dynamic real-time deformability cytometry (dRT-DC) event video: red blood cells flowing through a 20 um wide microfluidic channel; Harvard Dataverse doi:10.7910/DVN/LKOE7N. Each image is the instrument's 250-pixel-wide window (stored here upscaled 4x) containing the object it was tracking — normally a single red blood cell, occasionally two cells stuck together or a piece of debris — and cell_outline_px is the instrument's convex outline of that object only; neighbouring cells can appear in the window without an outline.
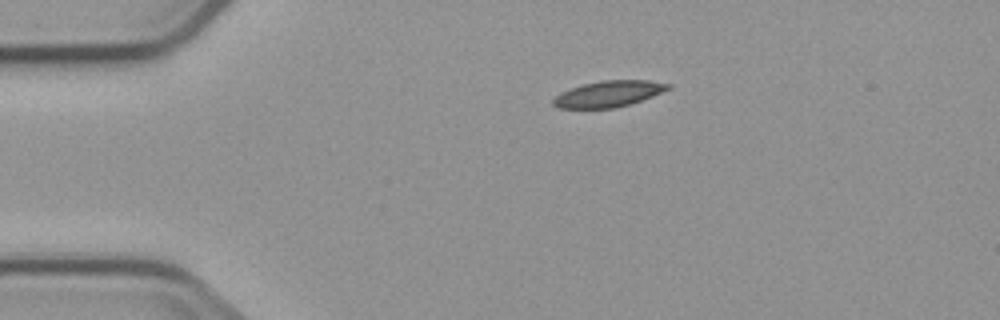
{"species": "common noctule bat (a hibernating species)", "species_latin": "Nyctalus noctula", "temperature_condition": "cold", "stored_images_in_passage": 4, "camera_frame_rate_fps": 3000, "um_per_image_px": 0.085, "animal": {"sex": "male", "body_mass_g": 23.1, "forearm_length_mm": 52.7}, "frame": {"image": 1, "passage_image": 1, "time_ms": 0.0, "image_size_px": [1000, 320], "cell_outline_px": [[672, 88], [652, 96], [628, 104], [612, 108], [556, 108], [552, 104], [552, 100], [560, 92], [568, 88], [580, 84], [600, 80], [648, 80], [672, 84]], "centroid_in_image_um": [51.69, 7.96], "position_along_channel_um": 33.3, "area_um2": 17.63}}
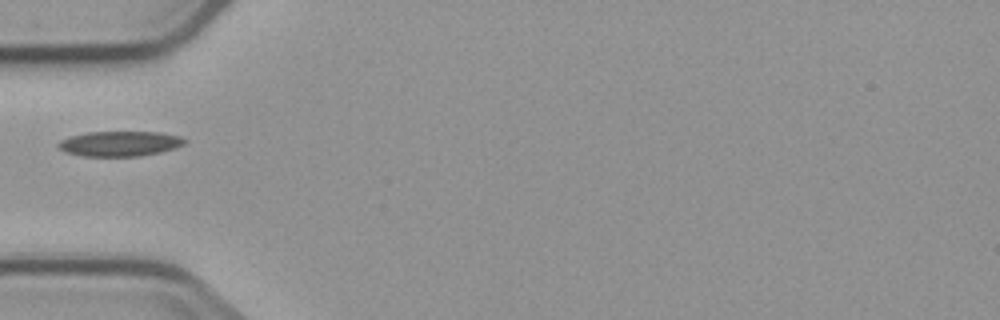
{"frame": {"image": 2, "passage_image": 3, "time_ms": 2.333, "image_size_px": [1000, 320], "cell_outline_px": [[188, 140], [184, 144], [176, 148], [160, 152], [140, 156], [84, 156], [64, 152], [56, 144], [60, 140], [68, 136], [88, 132], [160, 132], [180, 136]], "centroid_in_image_um": [10.18, 12.21], "position_along_channel_um": 74.8, "area_um2": 18.61}}
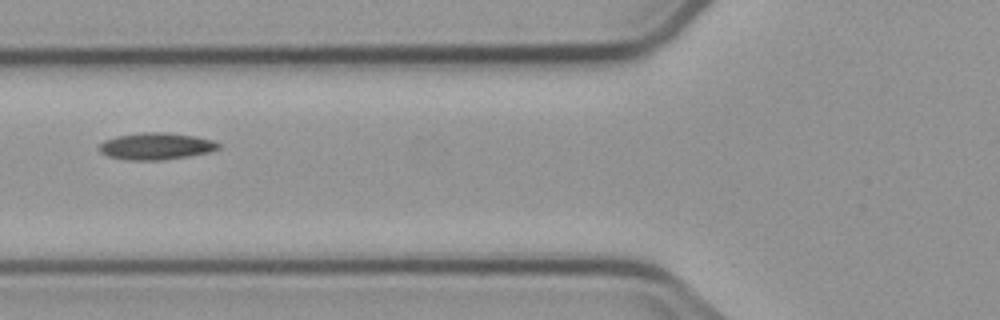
{"frame": {"image": 3, "passage_image": 4, "time_ms": 3.333, "image_size_px": [1000, 320], "cell_outline_px": [[220, 148], [208, 152], [188, 156], [160, 160], [128, 160], [108, 156], [100, 152], [96, 148], [104, 140], [116, 136], [140, 132], [164, 132], [196, 136], [212, 140], [220, 144]], "centroid_in_image_um": [13.22, 12.42], "position_along_channel_um": 112.6, "area_um2": 18.73}}